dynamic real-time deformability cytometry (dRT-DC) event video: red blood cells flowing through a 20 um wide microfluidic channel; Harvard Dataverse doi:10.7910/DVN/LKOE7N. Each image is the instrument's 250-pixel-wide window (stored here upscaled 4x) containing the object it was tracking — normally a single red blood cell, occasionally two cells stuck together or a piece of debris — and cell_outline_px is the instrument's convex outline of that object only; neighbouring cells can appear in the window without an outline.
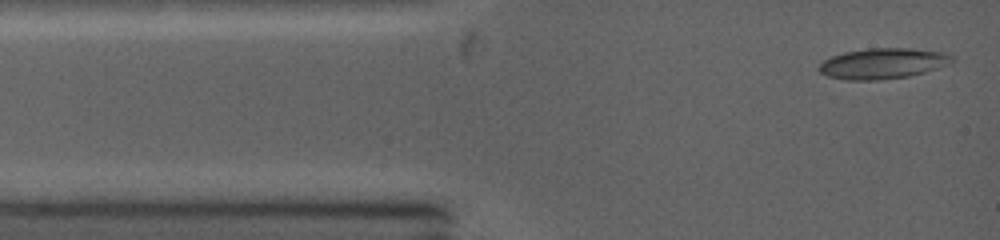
{"species": "common noctule bat (a hibernating species)", "species_latin": "Nyctalus noctula", "temperature_condition": "warm", "stored_images_in_passage": 34, "camera_frame_rate_fps": 5000, "um_per_image_px": 0.085, "animal": {"sex": "female", "body_mass_g": 19.0, "forearm_length_mm": 53.3}, "frame": {"image": 1, "passage_image": 1, "time_ms": 0.0, "image_size_px": [1000, 240], "cell_outline_px": [[952, 60], [932, 68], [908, 76], [872, 80], [848, 80], [828, 76], [820, 72], [820, 64], [824, 60], [832, 56], [844, 52], [872, 48], [912, 48], [940, 52], [952, 56]], "centroid_in_image_um": [74.93, 5.38], "position_along_channel_um": 10.1, "area_um2": 22.83}}
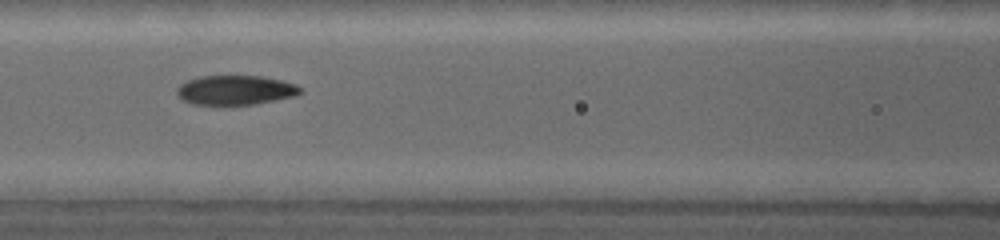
{"frame": {"image": 2, "passage_image": 13, "time_ms": 4.2, "image_size_px": [1000, 240], "cell_outline_px": [[300, 92], [292, 96], [252, 104], [192, 104], [184, 100], [176, 92], [188, 80], [204, 76], [260, 76], [280, 80], [292, 84], [300, 88]], "centroid_in_image_um": [19.99, 7.65], "position_along_channel_um": 146.6, "area_um2": 20.29}}
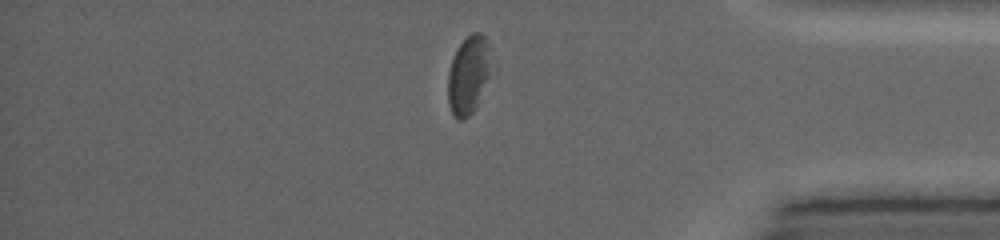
{"frame": {"image": 3, "passage_image": 31, "time_ms": 10.4, "image_size_px": [1000, 240], "cell_outline_px": [[496, 68], [476, 108], [464, 120], [456, 120], [448, 104], [448, 72], [456, 48], [472, 32], [480, 32], [484, 36]], "centroid_in_image_um": [39.89, 6.39], "position_along_channel_um": 395.3, "area_um2": 20.58}, "authors_computed_cell_mechanics": {"area_um2": 21.4438, "velocity_mm_per_s": 4.3611, "shape_relaxation_time_tau1_ms": 5.8421, "shape_relaxation_time_tau2_ms": 5.1675, "deformation_change_tau1": 0.1527, "deformation_change_tau2": 0.1208}}